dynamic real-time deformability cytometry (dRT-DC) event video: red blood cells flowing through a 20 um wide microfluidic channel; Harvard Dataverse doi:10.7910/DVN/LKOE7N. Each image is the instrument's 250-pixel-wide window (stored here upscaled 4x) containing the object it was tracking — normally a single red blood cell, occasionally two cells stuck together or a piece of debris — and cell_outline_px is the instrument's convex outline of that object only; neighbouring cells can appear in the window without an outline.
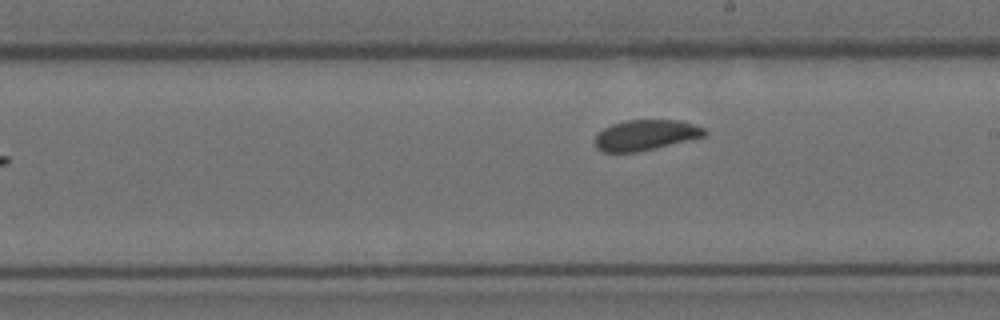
{"species": "Egyptian fruit bat (a non-hibernating species)", "species_latin": "Rousettus aegyptiacus", "temperature_condition": "room temperature", "stored_images_in_passage": 7, "camera_frame_rate_fps": 3000, "um_per_image_px": 0.085, "animal": {"sex": "female"}, "frame": {"image": 1, "passage_image": 7, "time_ms": 7.0, "image_size_px": [1000, 320], "cell_outline_px": [[708, 132], [704, 136], [636, 152], [604, 152], [596, 148], [596, 136], [604, 128], [612, 124], [624, 120], [680, 120], [704, 128]], "centroid_in_image_um": [54.86, 11.47], "position_along_channel_um": 234.1, "area_um2": 19.13}}